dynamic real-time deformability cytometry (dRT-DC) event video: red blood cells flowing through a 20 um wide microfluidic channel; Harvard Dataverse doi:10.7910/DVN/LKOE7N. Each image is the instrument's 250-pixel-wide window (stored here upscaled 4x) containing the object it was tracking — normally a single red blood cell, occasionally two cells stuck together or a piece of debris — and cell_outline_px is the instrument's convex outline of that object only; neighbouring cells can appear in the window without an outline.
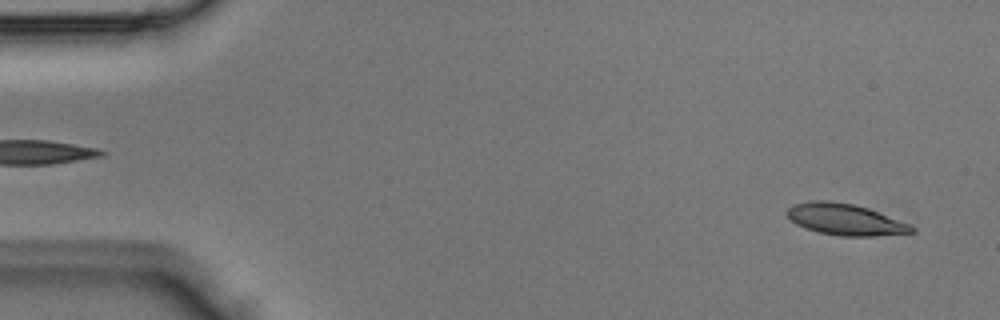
{"species": "Egyptian fruit bat (a non-hibernating species)", "species_latin": "Rousettus aegyptiacus", "temperature_condition": "room temperature", "stored_images_in_passage": 2, "camera_frame_rate_fps": 3000, "um_per_image_px": 0.085, "animal": {"sex": "male"}, "frame": {"image": 1, "passage_image": 2, "time_ms": 0.333, "image_size_px": [1000, 320], "cell_outline_px": [[916, 232], [876, 236], [840, 236], [820, 232], [804, 228], [796, 224], [788, 216], [788, 208], [792, 204], [808, 200], [828, 200], [852, 204], [868, 208], [912, 224], [916, 228]], "centroid_in_image_um": [71.88, 18.65], "position_along_channel_um": 13.1, "area_um2": 22.95}}